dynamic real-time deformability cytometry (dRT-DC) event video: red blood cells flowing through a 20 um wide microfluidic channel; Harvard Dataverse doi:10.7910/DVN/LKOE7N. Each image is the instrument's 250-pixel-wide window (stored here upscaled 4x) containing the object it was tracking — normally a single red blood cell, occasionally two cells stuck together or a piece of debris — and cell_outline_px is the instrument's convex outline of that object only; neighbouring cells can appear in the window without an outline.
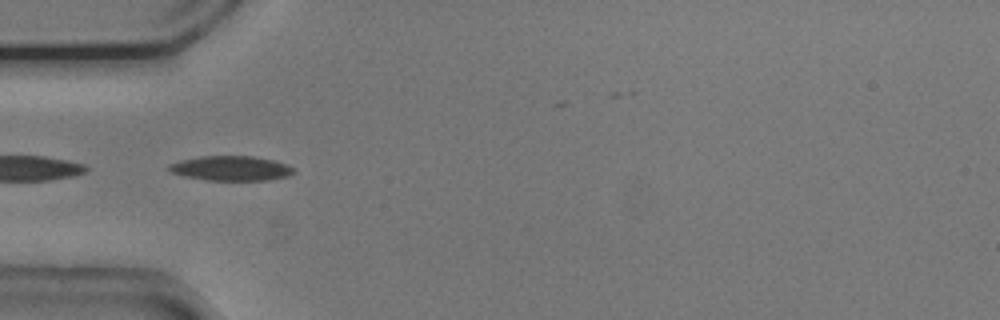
{"species": "common noctule bat (a hibernating species)", "species_latin": "Nyctalus noctula", "temperature_condition": "cold", "stored_images_in_passage": 16, "segment_of_instrument_passage": [2, 2], "camera_frame_rate_fps": 3000, "um_per_image_px": 0.085, "animal": {"sex": "male", "body_mass_g": 20.5, "forearm_length_mm": 52.5}, "frame": {"image": 1, "passage_image": 14, "time_ms": 4.333, "image_size_px": [1000, 320], "cell_outline_px": [[296, 172], [288, 176], [268, 180], [204, 180], [184, 176], [172, 172], [168, 168], [168, 164], [180, 160], [200, 156], [252, 156], [272, 160], [288, 164]], "centroid_in_image_um": [19.63, 14.3], "position_along_channel_um": 65.4, "area_um2": 17.98}}